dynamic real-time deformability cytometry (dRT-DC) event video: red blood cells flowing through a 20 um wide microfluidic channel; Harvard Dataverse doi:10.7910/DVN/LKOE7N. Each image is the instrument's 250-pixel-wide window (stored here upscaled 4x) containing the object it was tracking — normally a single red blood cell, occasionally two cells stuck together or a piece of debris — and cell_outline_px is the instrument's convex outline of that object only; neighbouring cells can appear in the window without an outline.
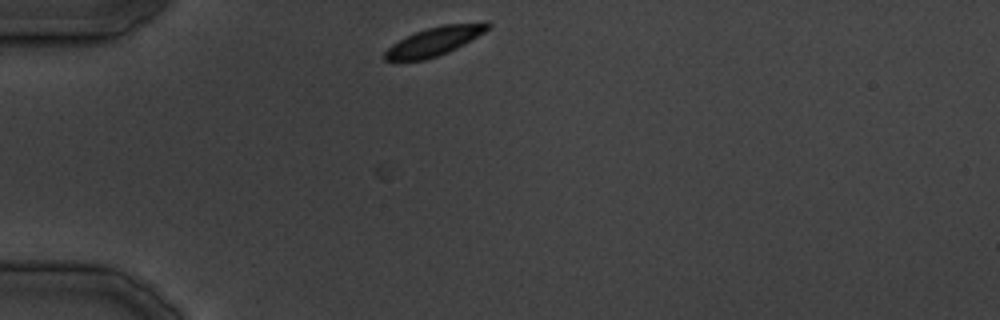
{"species": "common noctule bat (a hibernating species)", "species_latin": "Nyctalus noctula", "temperature_condition": "cold", "stored_images_in_passage": 17, "camera_frame_rate_fps": 3000, "um_per_image_px": 0.085, "animal": {"sex": "male", "body_mass_g": 19.5, "forearm_length_mm": 54.6}, "frame": {"image": 1, "passage_image": 1, "time_ms": 0.0, "image_size_px": [1000, 320], "cell_outline_px": [[492, 24], [484, 32], [464, 44], [448, 52], [424, 60], [384, 60], [384, 52], [392, 44], [416, 32], [428, 28], [444, 24], [484, 20], [488, 20]], "centroid_in_image_um": [37.01, 3.47], "position_along_channel_um": 48.0, "area_um2": 17.17}}